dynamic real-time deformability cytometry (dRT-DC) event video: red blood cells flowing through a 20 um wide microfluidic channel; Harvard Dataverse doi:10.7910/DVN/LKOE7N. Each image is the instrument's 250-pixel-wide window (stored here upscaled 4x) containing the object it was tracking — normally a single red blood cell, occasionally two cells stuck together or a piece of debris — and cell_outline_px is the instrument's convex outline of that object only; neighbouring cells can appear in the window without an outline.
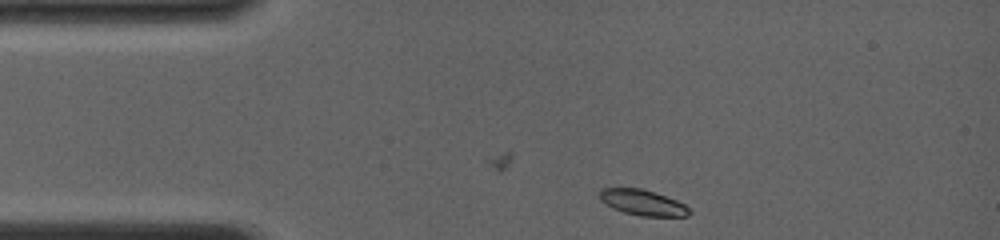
{"species": "common noctule bat (a hibernating species)", "species_latin": "Nyctalus noctula", "temperature_condition": "room temperature", "stored_images_in_passage": 26, "camera_frame_rate_fps": 4000, "um_per_image_px": 0.085, "animal": {"sex": "female", "body_mass_g": 19.0, "forearm_length_mm": 56.7}, "frame": {"image": 1, "passage_image": 1, "time_ms": 0.0, "image_size_px": [1000, 240], "cell_outline_px": [[692, 212], [688, 216], [640, 216], [624, 212], [612, 208], [600, 200], [600, 188], [640, 188], [676, 200], [684, 204]], "centroid_in_image_um": [54.61, 17.22], "position_along_channel_um": 30.4, "area_um2": 13.24}}
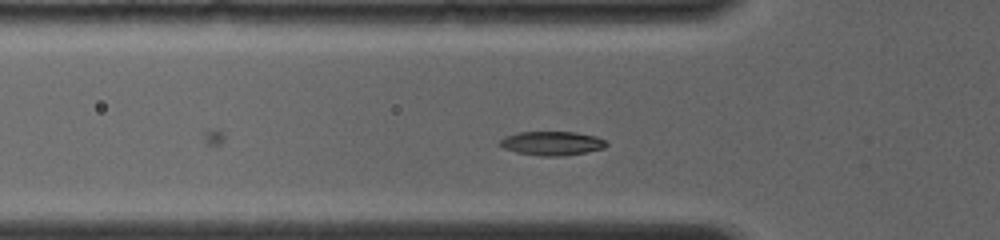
{"frame": {"image": 2, "passage_image": 15, "time_ms": 2.25, "image_size_px": [1000, 240], "cell_outline_px": [[608, 144], [604, 148], [588, 152], [560, 156], [540, 156], [516, 152], [504, 148], [500, 144], [500, 140], [504, 136], [516, 132], [576, 132], [596, 136], [604, 140]], "centroid_in_image_um": [46.92, 12.18], "position_along_channel_um": 78.9, "area_um2": 14.91}}
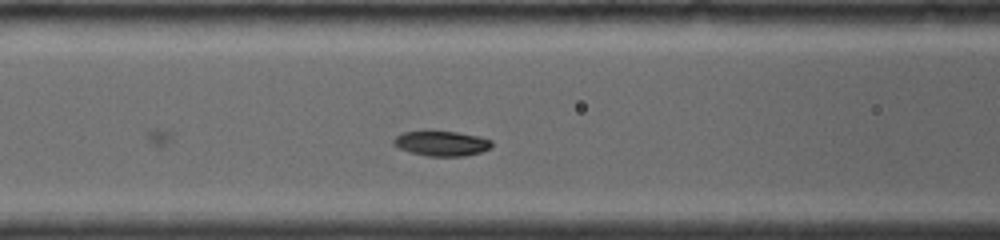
{"frame": {"image": 3, "passage_image": 23, "time_ms": 3.5, "image_size_px": [1000, 240], "cell_outline_px": [[492, 148], [480, 152], [464, 156], [428, 156], [412, 152], [400, 148], [392, 144], [392, 140], [396, 136], [404, 132], [428, 128], [456, 132], [480, 136], [492, 140]], "centroid_in_image_um": [37.52, 12.14], "position_along_channel_um": 129.1, "area_um2": 14.85}}